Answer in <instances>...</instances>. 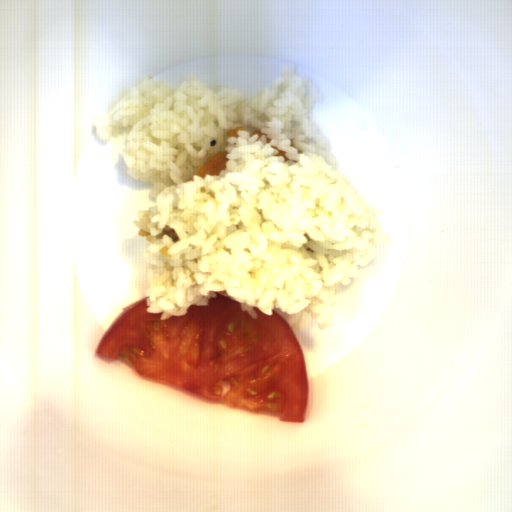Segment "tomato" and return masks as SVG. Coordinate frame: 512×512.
<instances>
[{"label": "tomato", "instance_id": "512abeb7", "mask_svg": "<svg viewBox=\"0 0 512 512\" xmlns=\"http://www.w3.org/2000/svg\"><path fill=\"white\" fill-rule=\"evenodd\" d=\"M207 305L160 319L148 298L128 306L104 333L94 353L125 357L139 376L212 403L280 423H303L310 386L303 349L288 323L271 309L254 308L216 293Z\"/></svg>", "mask_w": 512, "mask_h": 512}]
</instances>
